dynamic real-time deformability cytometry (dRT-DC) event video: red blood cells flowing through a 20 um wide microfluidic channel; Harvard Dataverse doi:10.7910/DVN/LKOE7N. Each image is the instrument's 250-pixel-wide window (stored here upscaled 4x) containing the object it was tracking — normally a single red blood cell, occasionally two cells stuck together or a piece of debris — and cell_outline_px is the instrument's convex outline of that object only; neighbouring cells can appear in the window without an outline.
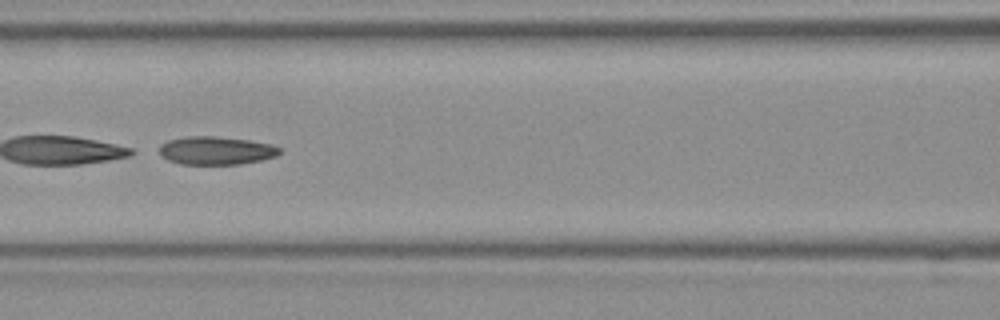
{"species": "Egyptian fruit bat (a non-hibernating species)", "species_latin": "Rousettus aegyptiacus", "temperature_condition": "room temperature", "stored_images_in_passage": 9, "camera_frame_rate_fps": 3000, "um_per_image_px": 0.085, "frame": {"image": 1, "passage_image": 6, "time_ms": 1.667, "image_size_px": [1000, 320], "cell_outline_px": [[284, 148], [276, 156], [260, 160], [240, 164], [180, 164], [168, 160], [160, 156], [160, 144], [168, 140], [188, 136], [216, 136], [248, 140], [268, 144]], "centroid_in_image_um": [18.35, 12.8], "position_along_channel_um": 148.3, "area_um2": 19.77}}
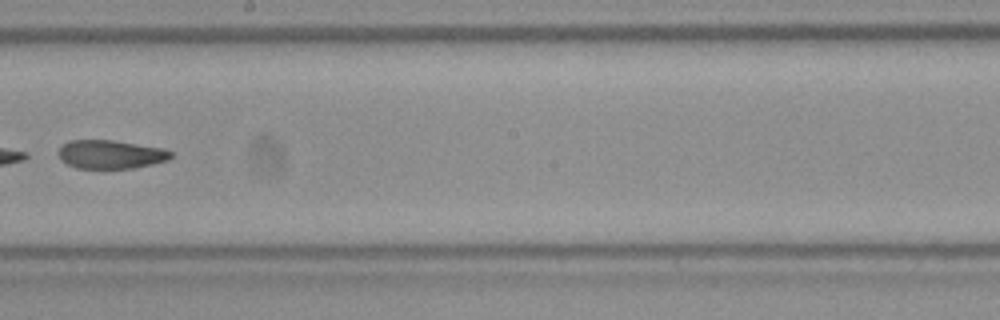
{"frame": {"image": 2, "passage_image": 8, "time_ms": 2.333, "image_size_px": [1000, 320], "cell_outline_px": [[172, 156], [168, 160], [152, 164], [132, 168], [76, 168], [60, 160], [56, 152], [68, 140], [112, 140], [164, 148], [172, 152]], "centroid_in_image_um": [9.38, 13.12], "position_along_channel_um": 238.8, "area_um2": 18.79}}
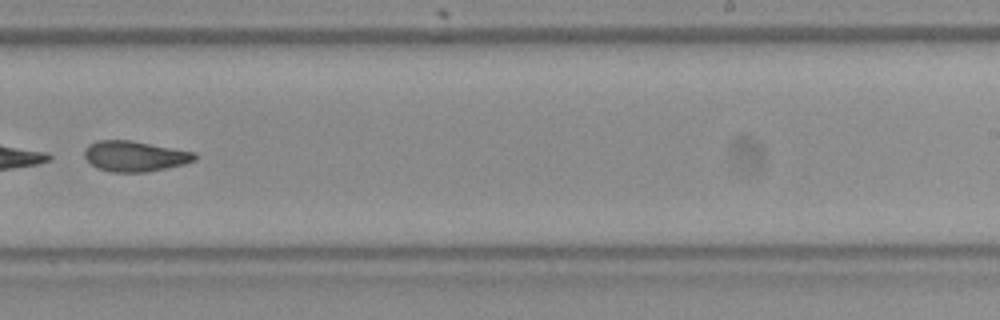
{"frame": {"image": 3, "passage_image": 9, "time_ms": 2.667, "image_size_px": [1000, 320], "cell_outline_px": [[196, 160], [184, 164], [148, 172], [112, 172], [96, 168], [84, 156], [84, 148], [88, 144], [96, 140], [132, 140], [196, 152]], "centroid_in_image_um": [11.45, 13.27], "position_along_channel_um": 277.5, "area_um2": 19.83}}